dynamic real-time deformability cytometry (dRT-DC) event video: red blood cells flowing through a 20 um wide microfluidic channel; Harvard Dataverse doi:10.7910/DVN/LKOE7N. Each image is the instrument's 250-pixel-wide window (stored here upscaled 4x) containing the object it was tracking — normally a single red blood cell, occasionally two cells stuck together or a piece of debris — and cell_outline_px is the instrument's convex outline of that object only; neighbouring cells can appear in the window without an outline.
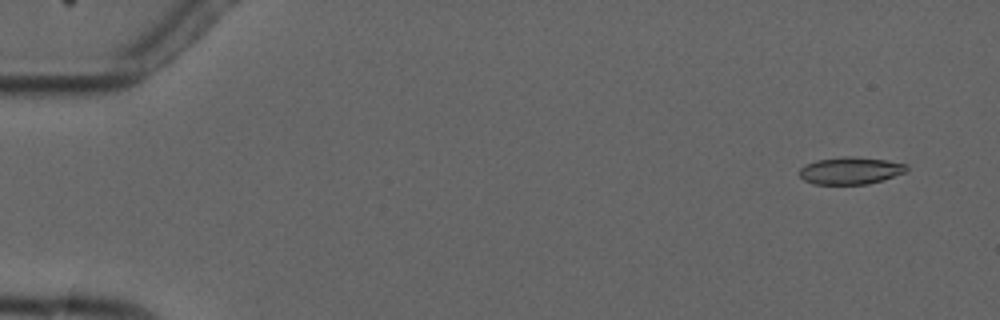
{"species": "common noctule bat (a hibernating species)", "species_latin": "Nyctalus noctula", "temperature_condition": "cold", "stored_images_in_passage": 4, "camera_frame_rate_fps": 3000, "um_per_image_px": 0.085, "animal": {"sex": "male", "forearm_length_mm": 52.5}, "frame": {"image": 1, "passage_image": 1, "time_ms": 0.0, "image_size_px": [1000, 320], "cell_outline_px": [[908, 172], [884, 180], [868, 184], [812, 184], [804, 180], [800, 176], [800, 168], [804, 164], [816, 160], [844, 156], [852, 156], [888, 160], [908, 164]], "centroid_in_image_um": [72.33, 14.5], "position_along_channel_um": 12.7, "area_um2": 17.34}}